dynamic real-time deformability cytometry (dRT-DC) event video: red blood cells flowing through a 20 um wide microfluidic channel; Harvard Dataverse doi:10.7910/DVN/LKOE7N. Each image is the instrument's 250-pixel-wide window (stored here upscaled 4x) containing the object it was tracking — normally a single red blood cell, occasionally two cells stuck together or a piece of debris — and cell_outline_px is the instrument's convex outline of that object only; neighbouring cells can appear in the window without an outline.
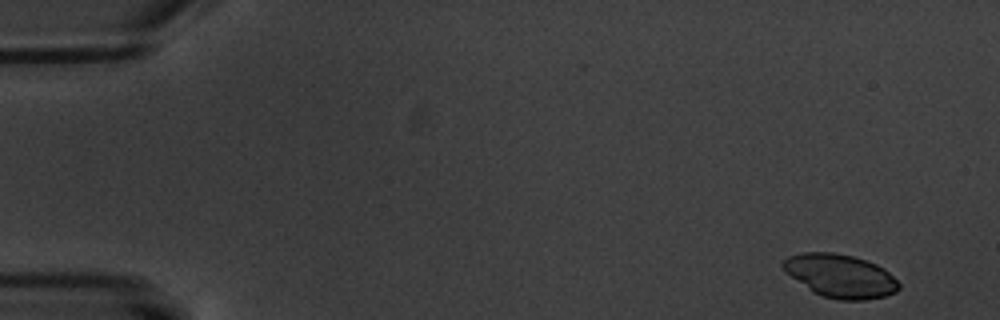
{"species": "common noctule bat (a hibernating species)", "species_latin": "Nyctalus noctula", "temperature_condition": "warm", "stored_images_in_passage": 5, "camera_frame_rate_fps": 3000, "um_per_image_px": 0.085, "animal": {"sex": "male", "body_mass_g": 20.1, "forearm_length_mm": 53.5}, "frame": {"image": 1, "passage_image": 1, "time_ms": 0.0, "image_size_px": [1000, 320], "cell_outline_px": [[900, 288], [896, 292], [884, 296], [864, 300], [840, 300], [824, 296], [812, 292], [784, 272], [780, 264], [788, 256], [800, 252], [832, 252], [852, 256], [876, 264], [884, 268], [900, 284]], "centroid_in_image_um": [71.38, 23.45], "position_along_channel_um": 13.6, "area_um2": 29.3}}
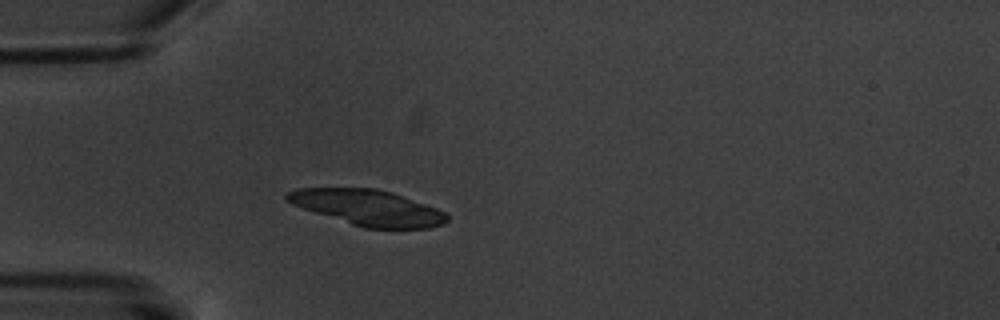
{"frame": {"image": 2, "passage_image": 5, "time_ms": 4.667, "image_size_px": [1000, 320], "cell_outline_px": [[448, 220], [444, 224], [428, 228], [364, 228], [292, 204], [284, 200], [284, 196], [288, 192], [296, 188], [376, 188], [392, 192], [436, 208], [444, 212], [448, 216]], "centroid_in_image_um": [31.27, 17.64], "position_along_channel_um": 53.7, "area_um2": 32.89}}